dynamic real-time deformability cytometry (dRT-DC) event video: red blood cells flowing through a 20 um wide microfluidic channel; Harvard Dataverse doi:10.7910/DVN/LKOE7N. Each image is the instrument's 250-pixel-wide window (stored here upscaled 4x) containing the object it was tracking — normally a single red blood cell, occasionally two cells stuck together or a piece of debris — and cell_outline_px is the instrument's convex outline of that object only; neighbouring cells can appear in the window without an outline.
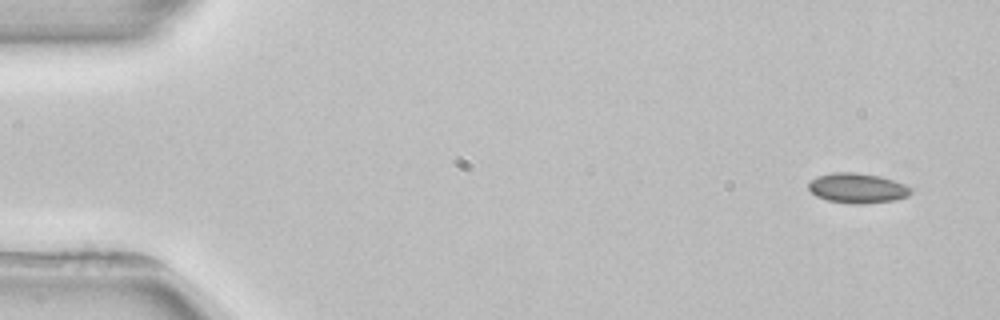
{"species": "common noctule bat (a hibernating species)", "species_latin": "Nyctalus noctula", "temperature_condition": "room temperature", "stored_images_in_passage": 4, "camera_frame_rate_fps": 3000, "um_per_image_px": 0.085, "animal": {"sex": "female", "body_mass_g": 22.7, "forearm_length_mm": 54.2}, "frame": {"image": 1, "passage_image": 1, "time_ms": 0.0, "image_size_px": [1000, 320], "cell_outline_px": [[912, 192], [908, 196], [892, 200], [860, 204], [828, 200], [816, 196], [808, 188], [808, 180], [816, 176], [832, 172], [856, 172], [880, 176], [904, 184], [912, 188]], "centroid_in_image_um": [72.84, 15.97], "position_along_channel_um": 12.2, "area_um2": 17.8}}
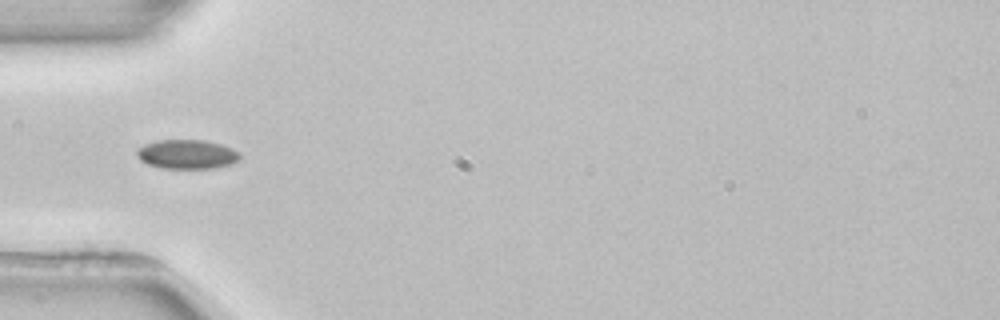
{"frame": {"image": 2, "passage_image": 4, "time_ms": 4.667, "image_size_px": [1000, 320], "cell_outline_px": [[240, 160], [228, 164], [212, 168], [164, 168], [148, 164], [140, 160], [136, 156], [136, 152], [144, 144], [156, 140], [204, 140], [220, 144], [232, 148], [240, 152]], "centroid_in_image_um": [15.89, 13.1], "position_along_channel_um": 69.1, "area_um2": 17.46}}